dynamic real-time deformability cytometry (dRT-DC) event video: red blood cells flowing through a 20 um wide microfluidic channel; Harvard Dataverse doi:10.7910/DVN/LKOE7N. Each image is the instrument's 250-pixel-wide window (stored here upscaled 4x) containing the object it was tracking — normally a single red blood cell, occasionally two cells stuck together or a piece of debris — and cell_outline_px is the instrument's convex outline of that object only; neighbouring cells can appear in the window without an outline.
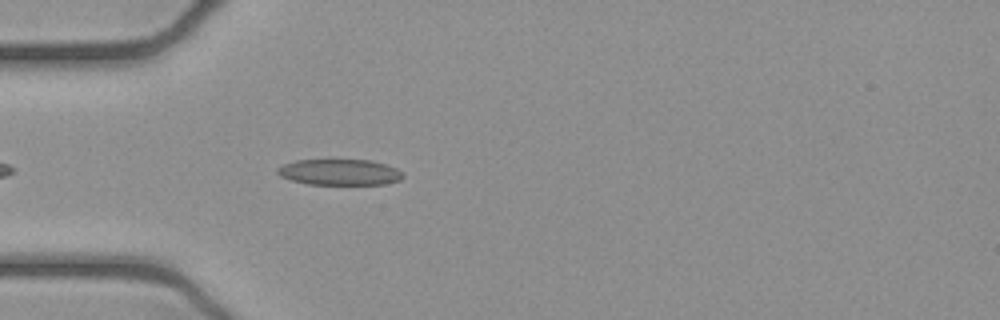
{"species": "common noctule bat (a hibernating species)", "species_latin": "Nyctalus noctula", "temperature_condition": "cold", "stored_images_in_passage": 41, "camera_frame_rate_fps": 3000, "um_per_image_px": 0.085, "animal": {"sex": "female", "body_mass_g": 21.9}, "frame": {"image": 1, "passage_image": 4, "time_ms": 1.0, "image_size_px": [1000, 320], "cell_outline_px": [[404, 176], [400, 180], [384, 184], [308, 184], [292, 180], [280, 176], [276, 172], [276, 168], [284, 164], [296, 160], [332, 156], [372, 160], [396, 168]], "centroid_in_image_um": [28.82, 14.57], "position_along_channel_um": 56.2, "area_um2": 19.94}}
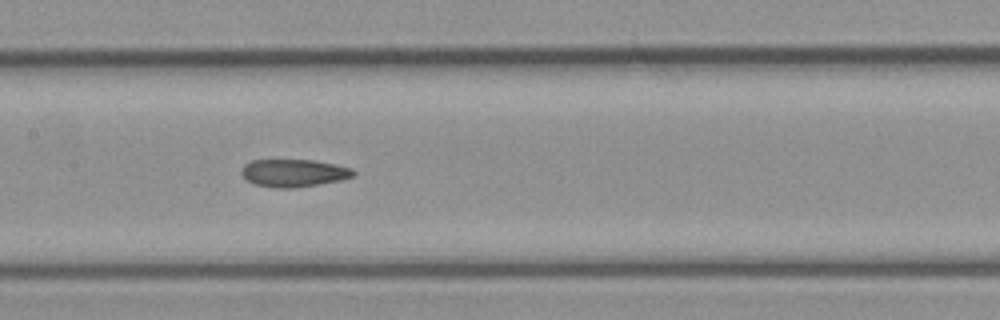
{"frame": {"image": 2, "passage_image": 14, "time_ms": 4.333, "image_size_px": [1000, 320], "cell_outline_px": [[356, 172], [352, 176], [344, 180], [292, 188], [276, 188], [256, 184], [248, 180], [240, 172], [244, 164], [252, 160], [316, 160], [336, 164], [352, 168]], "centroid_in_image_um": [25.0, 14.69], "position_along_channel_um": 182.4, "area_um2": 18.03}}
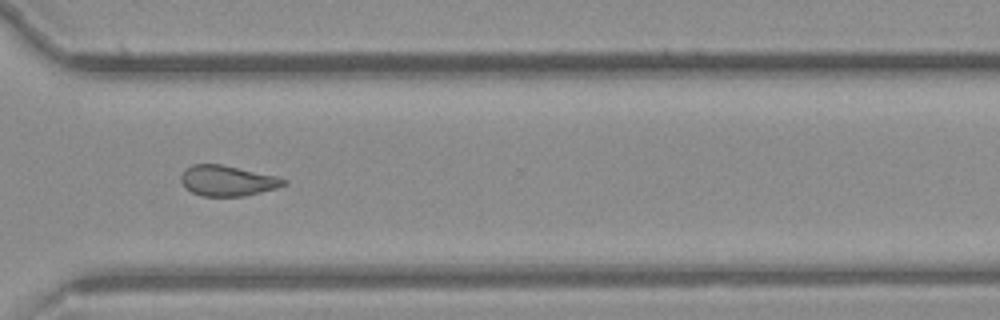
{"frame": {"image": 3, "passage_image": 27, "time_ms": 8.667, "image_size_px": [1000, 320], "cell_outline_px": [[288, 184], [276, 188], [244, 196], [200, 196], [184, 188], [180, 180], [180, 176], [184, 168], [192, 164], [220, 164], [276, 176], [288, 180]], "centroid_in_image_um": [19.29, 15.36], "position_along_channel_um": 351.3, "area_um2": 18.38}, "authors_computed_cell_mechanics": {"area_um2": 19.1318, "velocity_mm_per_s": 3.9104, "shape_relaxation_time_tau1_ms": null, "shape_relaxation_time_tau2_ms": 3.604, "deformation_change_tau1": null, "deformation_change_tau2": 0.1069}}